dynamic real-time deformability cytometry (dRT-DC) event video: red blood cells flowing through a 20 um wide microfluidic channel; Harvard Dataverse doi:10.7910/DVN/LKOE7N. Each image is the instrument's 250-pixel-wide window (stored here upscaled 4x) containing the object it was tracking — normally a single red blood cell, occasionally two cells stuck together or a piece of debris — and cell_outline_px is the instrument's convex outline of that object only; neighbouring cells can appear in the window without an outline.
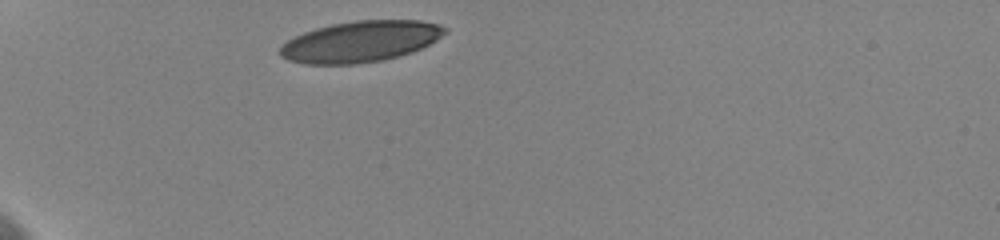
{"species": "human", "species_latin": "Homo sapiens", "temperature_condition": "cold", "stored_images_in_passage": 5, "camera_frame_rate_fps": 3000, "um_per_image_px": 0.085, "donor": {"sex": "female"}, "frame": {"image": 1, "passage_image": 1, "time_ms": 0.0, "image_size_px": [1000, 240], "cell_outline_px": [[448, 32], [436, 40], [412, 52], [380, 60], [356, 64], [304, 64], [288, 60], [280, 56], [280, 48], [288, 40], [304, 32], [316, 28], [332, 24], [356, 20], [420, 20], [440, 24], [448, 28]], "centroid_in_image_um": [30.66, 3.52], "position_along_channel_um": 54.3, "area_um2": 39.3}}